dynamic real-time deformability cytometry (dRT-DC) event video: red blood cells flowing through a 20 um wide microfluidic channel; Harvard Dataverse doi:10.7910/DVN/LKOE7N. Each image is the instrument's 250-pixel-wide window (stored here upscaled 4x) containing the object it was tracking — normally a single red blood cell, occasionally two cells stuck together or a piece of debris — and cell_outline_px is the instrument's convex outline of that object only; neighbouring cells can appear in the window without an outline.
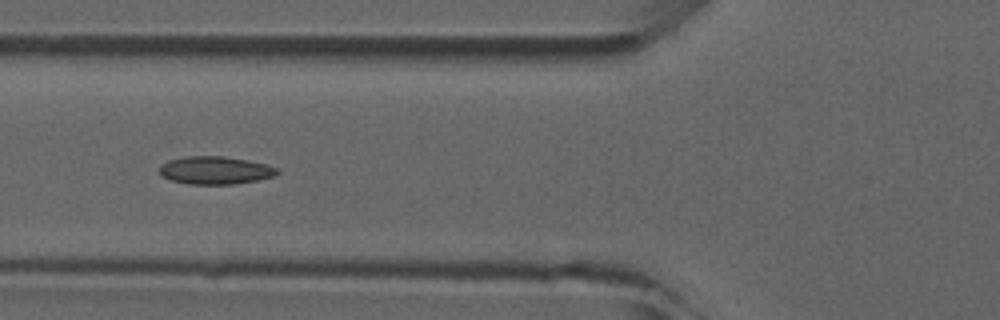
{"species": "common noctule bat (a hibernating species)", "species_latin": "Nyctalus noctula", "temperature_condition": "room temperature", "stored_images_in_passage": 6, "camera_frame_rate_fps": 3000, "um_per_image_px": 0.085, "animal": {"sex": "male", "forearm_length_mm": 52.5}, "frame": {"image": 1, "passage_image": 6, "time_ms": 5.667, "image_size_px": [1000, 320], "cell_outline_px": [[280, 172], [276, 176], [236, 184], [188, 184], [172, 180], [164, 176], [160, 172], [160, 164], [168, 160], [184, 156], [224, 156], [248, 160], [268, 164], [276, 168]], "centroid_in_image_um": [18.32, 14.47], "position_along_channel_um": 107.5, "area_um2": 19.19}}